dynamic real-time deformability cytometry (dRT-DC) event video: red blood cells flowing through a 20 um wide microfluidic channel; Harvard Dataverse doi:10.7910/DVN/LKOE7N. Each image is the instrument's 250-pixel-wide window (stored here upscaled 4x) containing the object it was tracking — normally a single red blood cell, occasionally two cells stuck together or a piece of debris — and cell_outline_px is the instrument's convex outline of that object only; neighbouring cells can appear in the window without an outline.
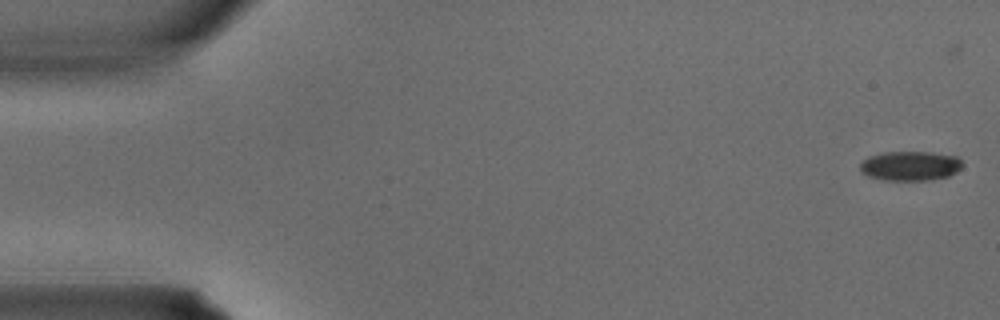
{"species": "common noctule bat (a hibernating species)", "species_latin": "Nyctalus noctula", "temperature_condition": "warm", "stored_images_in_passage": 4, "camera_frame_rate_fps": 3000, "um_per_image_px": 0.085, "animal": {"sex": "male", "body_mass_g": 15.6}, "frame": {"image": 1, "passage_image": 1, "time_ms": 0.0, "image_size_px": [1000, 320], "cell_outline_px": [[964, 164], [956, 172], [948, 176], [928, 180], [884, 180], [868, 176], [860, 172], [860, 164], [868, 156], [884, 152], [932, 152], [956, 156]], "centroid_in_image_um": [77.36, 14.09], "position_along_channel_um": 7.6, "area_um2": 17.63}}
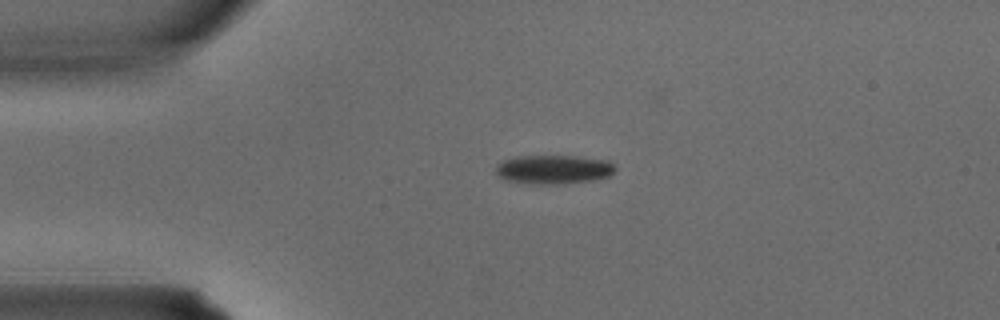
{"frame": {"image": 2, "passage_image": 3, "time_ms": 0.667, "image_size_px": [1000, 320], "cell_outline_px": [[616, 168], [608, 176], [592, 180], [564, 184], [528, 184], [508, 180], [500, 176], [496, 172], [496, 164], [504, 160], [516, 156], [576, 156], [608, 160]], "centroid_in_image_um": [47.04, 14.4], "position_along_channel_um": 38.0, "area_um2": 20.11}}